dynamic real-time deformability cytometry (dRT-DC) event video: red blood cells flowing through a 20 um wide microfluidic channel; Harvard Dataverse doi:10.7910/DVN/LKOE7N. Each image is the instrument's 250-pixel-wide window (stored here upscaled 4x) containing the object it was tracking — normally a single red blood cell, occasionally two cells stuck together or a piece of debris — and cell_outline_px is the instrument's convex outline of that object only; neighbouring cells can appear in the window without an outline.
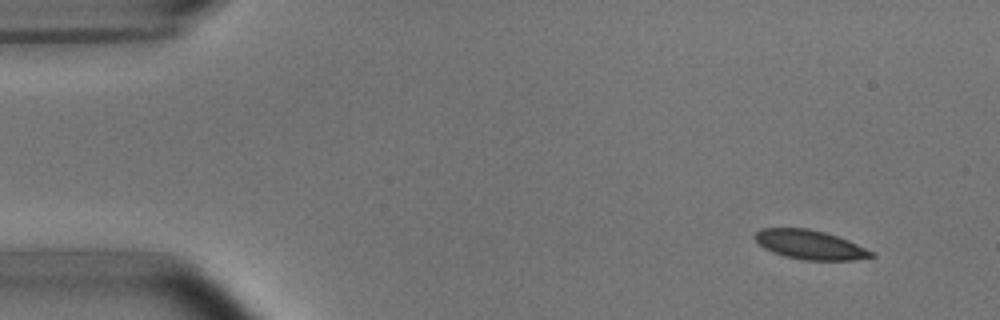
{"species": "common noctule bat (a hibernating species)", "species_latin": "Nyctalus noctula", "temperature_condition": "room temperature", "stored_images_in_passage": 50, "camera_frame_rate_fps": 3000, "um_per_image_px": 0.085, "animal": {"sex": "male", "body_mass_g": 15.6}, "frame": {"image": 1, "passage_image": 1, "time_ms": 0.0, "image_size_px": [1000, 320], "cell_outline_px": [[876, 256], [852, 260], [804, 260], [784, 256], [772, 252], [764, 248], [752, 236], [760, 228], [808, 228], [824, 232], [848, 240], [876, 252]], "centroid_in_image_um": [68.85, 20.8], "position_along_channel_um": 16.1, "area_um2": 19.88}}
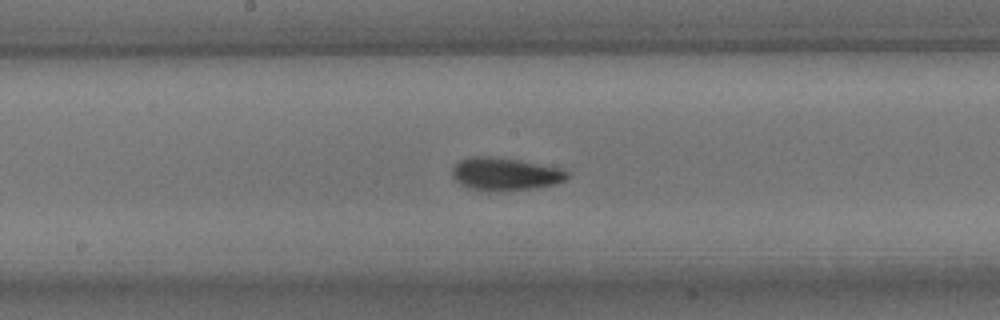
{"frame": {"image": 2, "passage_image": 24, "time_ms": 7.667, "image_size_px": [1000, 320], "cell_outline_px": [[568, 176], [564, 180], [556, 184], [532, 188], [500, 192], [484, 192], [468, 188], [460, 184], [452, 176], [452, 168], [460, 160], [472, 156], [488, 156], [520, 160], [564, 168], [568, 172]], "centroid_in_image_um": [42.93, 14.8], "position_along_channel_um": 205.3, "area_um2": 22.37}}
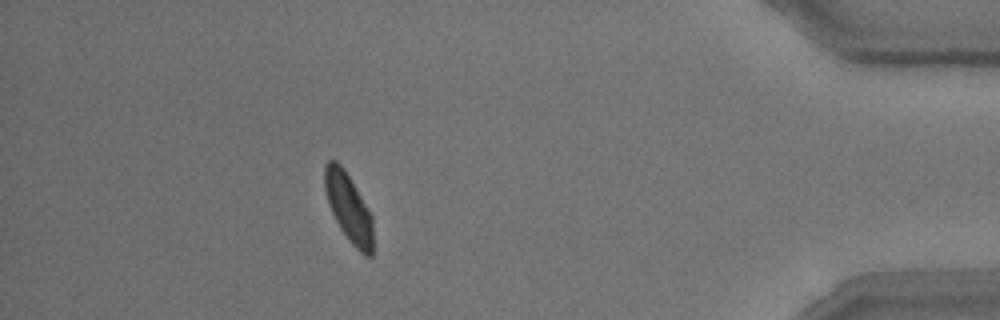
{"frame": {"image": 3, "passage_image": 44, "time_ms": 14.333, "image_size_px": [1000, 320], "cell_outline_px": [[372, 256], [364, 256], [348, 240], [340, 228], [328, 204], [324, 188], [324, 164], [328, 160], [336, 160], [344, 168], [372, 216]], "centroid_in_image_um": [29.6, 17.63], "position_along_channel_um": 405.6, "area_um2": 19.13}, "authors_computed_cell_mechanics": {"area_um2": 20.6057, "velocity_mm_per_s": 3.7425, "shape_relaxation_time_tau1_ms": 3.0441, "shape_relaxation_time_tau2_ms": null, "deformation_change_tau1": 0.0916, "deformation_change_tau2": null}}